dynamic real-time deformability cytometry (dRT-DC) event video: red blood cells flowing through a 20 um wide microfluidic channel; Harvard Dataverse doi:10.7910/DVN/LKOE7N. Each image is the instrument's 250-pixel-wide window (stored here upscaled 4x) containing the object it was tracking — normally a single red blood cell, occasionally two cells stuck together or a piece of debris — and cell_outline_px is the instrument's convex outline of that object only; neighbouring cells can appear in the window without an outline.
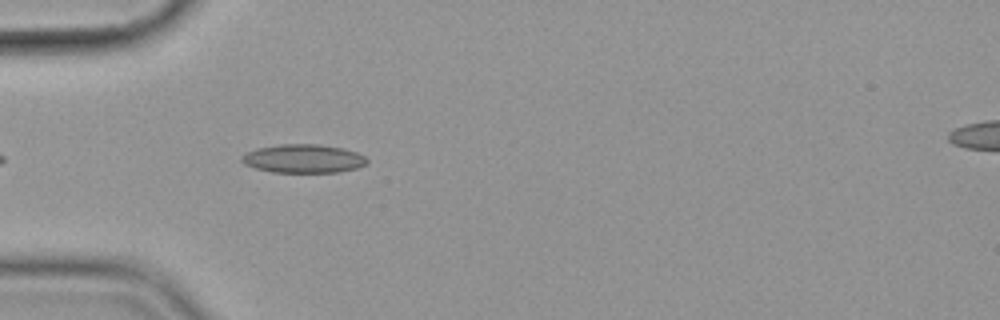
{"species": "common noctule bat (a hibernating species)", "species_latin": "Nyctalus noctula", "temperature_condition": "cold", "stored_images_in_passage": 5, "camera_frame_rate_fps": 3000, "um_per_image_px": 0.085, "animal": {"sex": "female", "body_mass_g": 19.9}, "frame": {"image": 1, "passage_image": 5, "time_ms": 4.333, "image_size_px": [1000, 320], "cell_outline_px": [[368, 160], [364, 164], [356, 168], [336, 172], [272, 172], [256, 168], [244, 164], [240, 160], [240, 156], [256, 148], [280, 144], [320, 144], [344, 148], [356, 152], [364, 156]], "centroid_in_image_um": [25.76, 13.47], "position_along_channel_um": 59.2, "area_um2": 20.81}}